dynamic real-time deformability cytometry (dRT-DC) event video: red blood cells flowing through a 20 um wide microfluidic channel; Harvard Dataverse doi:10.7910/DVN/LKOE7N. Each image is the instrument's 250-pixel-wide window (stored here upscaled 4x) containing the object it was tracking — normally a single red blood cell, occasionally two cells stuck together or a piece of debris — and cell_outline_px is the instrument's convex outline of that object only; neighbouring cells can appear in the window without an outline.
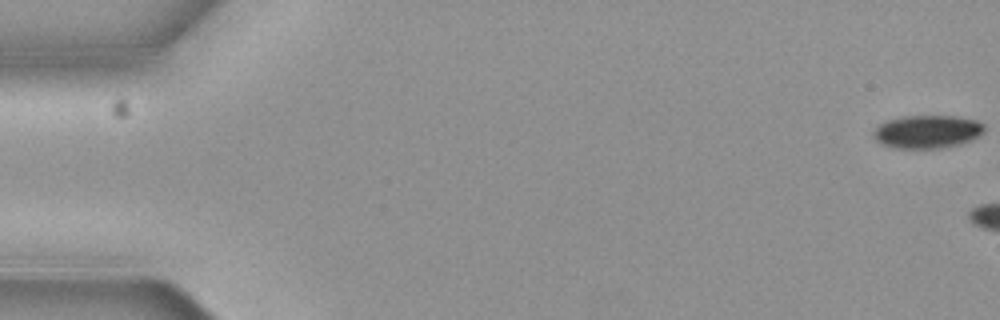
{"species": "common noctule bat (a hibernating species)", "species_latin": "Nyctalus noctula", "temperature_condition": "cold", "stored_images_in_passage": 4, "camera_frame_rate_fps": 3000, "um_per_image_px": 0.085, "animal": {"sex": "female", "body_mass_g": 19.3, "forearm_length_mm": 54.1}, "frame": {"image": 1, "passage_image": 1, "time_ms": 0.0, "image_size_px": [1000, 320], "cell_outline_px": [[984, 132], [972, 140], [960, 144], [940, 148], [896, 148], [884, 144], [876, 140], [872, 132], [880, 124], [888, 120], [904, 116], [956, 116], [976, 120], [984, 124]], "centroid_in_image_um": [78.85, 11.19], "position_along_channel_um": 6.2, "area_um2": 21.27}}